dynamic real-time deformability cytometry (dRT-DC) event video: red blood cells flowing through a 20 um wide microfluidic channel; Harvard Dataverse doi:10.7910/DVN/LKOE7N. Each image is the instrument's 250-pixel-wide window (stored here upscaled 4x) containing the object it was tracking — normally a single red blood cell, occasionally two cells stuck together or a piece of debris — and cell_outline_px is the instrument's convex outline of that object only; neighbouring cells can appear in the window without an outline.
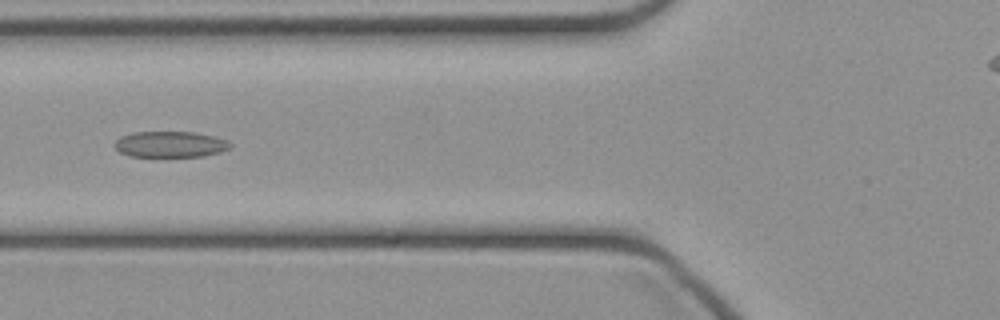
{"species": "common noctule bat (a hibernating species)", "species_latin": "Nyctalus noctula", "temperature_condition": "cold", "stored_images_in_passage": 42, "camera_frame_rate_fps": 3000, "um_per_image_px": 0.085, "animal": {"sex": "female", "body_mass_g": 21.9}, "frame": {"image": 1, "passage_image": 12, "time_ms": 3.667, "image_size_px": [1000, 320], "cell_outline_px": [[232, 148], [220, 152], [204, 156], [132, 156], [120, 152], [112, 144], [120, 136], [132, 132], [196, 132], [228, 140], [232, 144]], "centroid_in_image_um": [14.48, 12.26], "position_along_channel_um": 111.3, "area_um2": 17.57}}
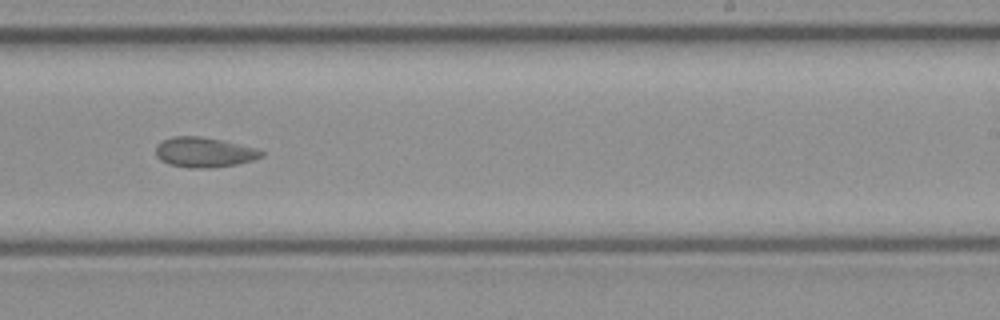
{"frame": {"image": 2, "passage_image": 23, "time_ms": 7.333, "image_size_px": [1000, 320], "cell_outline_px": [[264, 156], [252, 160], [236, 164], [212, 168], [188, 168], [168, 164], [160, 160], [156, 156], [156, 144], [172, 136], [200, 136], [220, 140], [256, 148], [264, 152]], "centroid_in_image_um": [17.32, 12.95], "position_along_channel_um": 271.7, "area_um2": 18.5}}
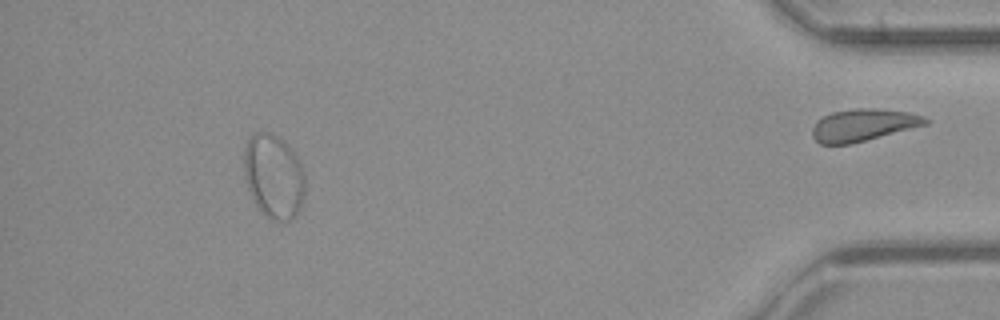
{"frame": {"image": 3, "passage_image": 37, "time_ms": 12.0, "image_size_px": [1000, 320], "cell_outline_px": [[304, 200], [296, 216], [288, 220], [272, 220], [260, 212], [248, 188], [244, 176], [244, 148], [248, 140], [256, 132], [272, 132], [280, 136], [288, 144], [300, 160], [304, 172]], "centroid_in_image_um": [23.28, 14.96], "position_along_channel_um": 411.9, "area_um2": 30.29}}